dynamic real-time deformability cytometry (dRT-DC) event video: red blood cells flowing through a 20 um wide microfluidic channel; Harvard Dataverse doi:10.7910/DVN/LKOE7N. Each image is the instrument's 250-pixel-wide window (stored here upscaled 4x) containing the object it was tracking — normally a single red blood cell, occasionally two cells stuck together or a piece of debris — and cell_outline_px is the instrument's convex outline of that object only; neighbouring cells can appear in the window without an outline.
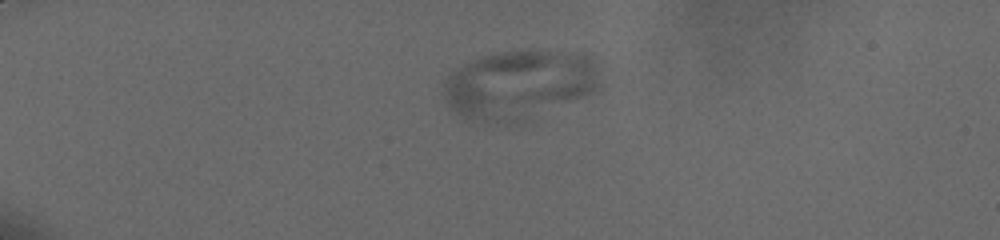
{"species": "human", "species_latin": "Homo sapiens", "temperature_condition": "cold", "stored_images_in_passage": 14, "camera_frame_rate_fps": 3000, "um_per_image_px": 0.085, "donor": {"sex": "male"}, "frame": {"image": 1, "passage_image": 3, "time_ms": 2.333, "image_size_px": [1000, 240], "cell_outline_px": [[604, 88], [520, 124], [476, 120], [460, 116], [448, 104], [444, 88], [444, 84], [448, 76], [456, 68], [480, 56], [500, 52], [552, 52], [588, 56], [604, 84]], "centroid_in_image_um": [44.16, 7.24], "position_along_channel_um": 40.8, "area_um2": 62.37}}